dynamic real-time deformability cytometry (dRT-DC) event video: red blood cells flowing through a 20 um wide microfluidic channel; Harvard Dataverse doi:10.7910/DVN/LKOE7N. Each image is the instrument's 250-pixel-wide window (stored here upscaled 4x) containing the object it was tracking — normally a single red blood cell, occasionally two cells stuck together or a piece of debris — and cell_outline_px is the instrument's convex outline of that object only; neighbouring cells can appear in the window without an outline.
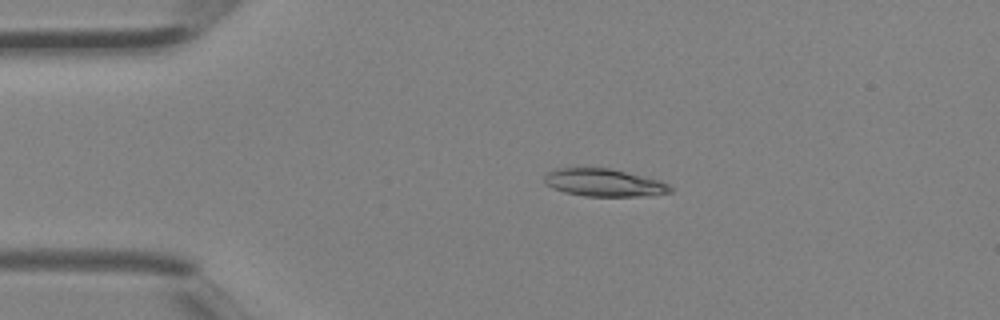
{"species": "Egyptian fruit bat (a non-hibernating species)", "species_latin": "Rousettus aegyptiacus", "temperature_condition": "room temperature", "stored_images_in_passage": 3, "camera_frame_rate_fps": 3000, "um_per_image_px": 0.085, "animal": {"sex": "female"}, "frame": {"image": 1, "passage_image": 3, "time_ms": 0.667, "image_size_px": [1000, 320], "cell_outline_px": [[672, 192], [648, 196], [584, 196], [564, 192], [552, 188], [544, 184], [544, 176], [548, 172], [560, 168], [608, 168], [660, 180], [668, 184], [672, 188]], "centroid_in_image_um": [51.33, 15.54], "position_along_channel_um": 33.7, "area_um2": 20.23}}